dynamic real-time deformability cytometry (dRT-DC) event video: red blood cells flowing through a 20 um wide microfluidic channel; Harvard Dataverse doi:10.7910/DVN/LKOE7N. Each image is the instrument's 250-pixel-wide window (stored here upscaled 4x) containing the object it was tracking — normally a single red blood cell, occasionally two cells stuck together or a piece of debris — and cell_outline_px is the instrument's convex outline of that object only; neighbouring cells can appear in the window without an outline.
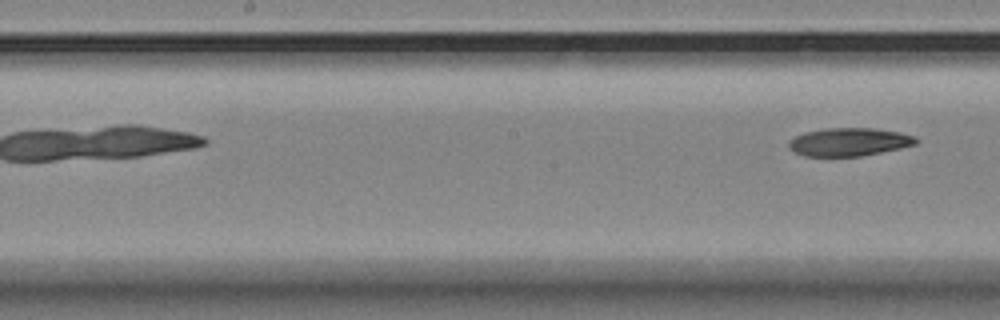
{"species": "Egyptian fruit bat (a non-hibernating species)", "species_latin": "Rousettus aegyptiacus", "temperature_condition": "room temperature", "stored_images_in_passage": 8, "camera_frame_rate_fps": 3000, "um_per_image_px": 0.085, "animal": {"sex": "female"}, "frame": {"image": 1, "passage_image": 8, "time_ms": 8.667, "image_size_px": [1000, 320], "cell_outline_px": [[916, 144], [900, 148], [860, 156], [804, 156], [788, 148], [788, 140], [804, 132], [824, 128], [876, 128], [900, 132], [912, 136], [916, 140]], "centroid_in_image_um": [72.12, 12.06], "position_along_channel_um": 176.1, "area_um2": 20.75}}